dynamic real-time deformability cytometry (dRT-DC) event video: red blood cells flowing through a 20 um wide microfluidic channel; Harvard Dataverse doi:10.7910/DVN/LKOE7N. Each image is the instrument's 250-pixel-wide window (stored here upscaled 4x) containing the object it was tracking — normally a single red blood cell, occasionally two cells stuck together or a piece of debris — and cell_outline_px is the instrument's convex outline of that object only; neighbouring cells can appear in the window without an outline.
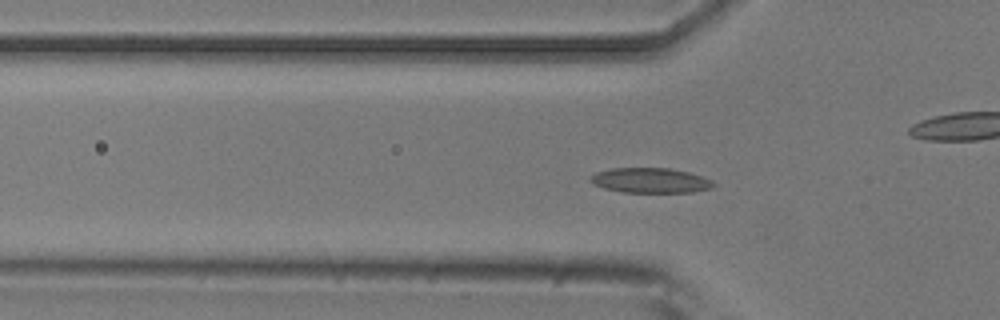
{"species": "common noctule bat (a hibernating species)", "species_latin": "Nyctalus noctula", "temperature_condition": "room temperature", "stored_images_in_passage": 52, "camera_frame_rate_fps": 3000, "um_per_image_px": 0.085, "animal": {"sex": "male", "body_mass_g": 20.5, "forearm_length_mm": 52.5}, "frame": {"image": 1, "passage_image": 16, "time_ms": 5.0, "image_size_px": [1000, 320], "cell_outline_px": [[716, 184], [712, 188], [692, 192], [624, 192], [604, 188], [592, 184], [588, 180], [596, 172], [612, 168], [668, 168], [688, 172], [704, 176], [712, 180]], "centroid_in_image_um": [55.3, 15.33], "position_along_channel_um": 70.5, "area_um2": 17.98}}
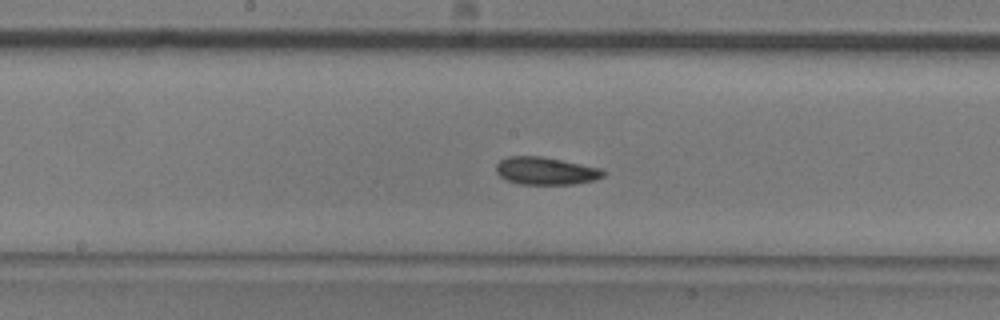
{"frame": {"image": 2, "passage_image": 26, "time_ms": 8.333, "image_size_px": [1000, 320], "cell_outline_px": [[604, 176], [592, 180], [572, 184], [520, 184], [508, 180], [500, 176], [496, 172], [496, 164], [500, 160], [508, 156], [540, 156], [600, 168], [604, 172]], "centroid_in_image_um": [46.34, 14.52], "position_along_channel_um": 201.9, "area_um2": 16.94}}
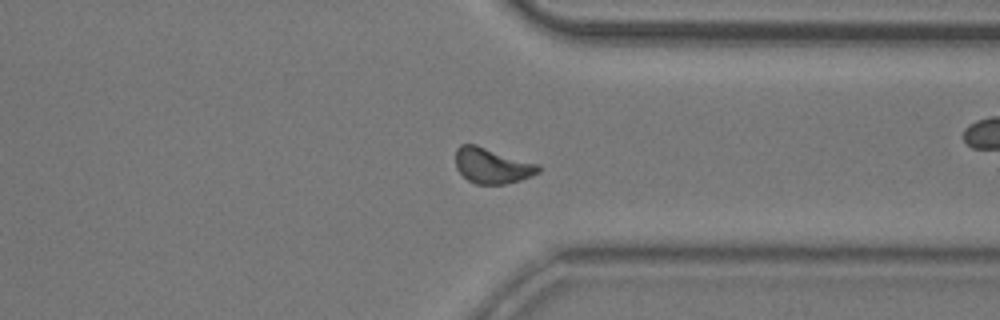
{"frame": {"image": 3, "passage_image": 39, "time_ms": 12.667, "image_size_px": [1000, 320], "cell_outline_px": [[540, 172], [532, 176], [520, 180], [504, 184], [476, 184], [468, 180], [456, 168], [456, 148], [460, 144], [476, 144], [540, 164]], "centroid_in_image_um": [41.84, 14.07], "position_along_channel_um": 369.6, "area_um2": 17.28}, "authors_computed_cell_mechanics": {"area_um2": 16.9932, "velocity_mm_per_s": 3.9132, "shape_relaxation_time_tau1_ms": 4.0338, "shape_relaxation_time_tau2_ms": 4.7253, "deformation_change_tau1": 0.1061, "deformation_change_tau2": 0.1047}}